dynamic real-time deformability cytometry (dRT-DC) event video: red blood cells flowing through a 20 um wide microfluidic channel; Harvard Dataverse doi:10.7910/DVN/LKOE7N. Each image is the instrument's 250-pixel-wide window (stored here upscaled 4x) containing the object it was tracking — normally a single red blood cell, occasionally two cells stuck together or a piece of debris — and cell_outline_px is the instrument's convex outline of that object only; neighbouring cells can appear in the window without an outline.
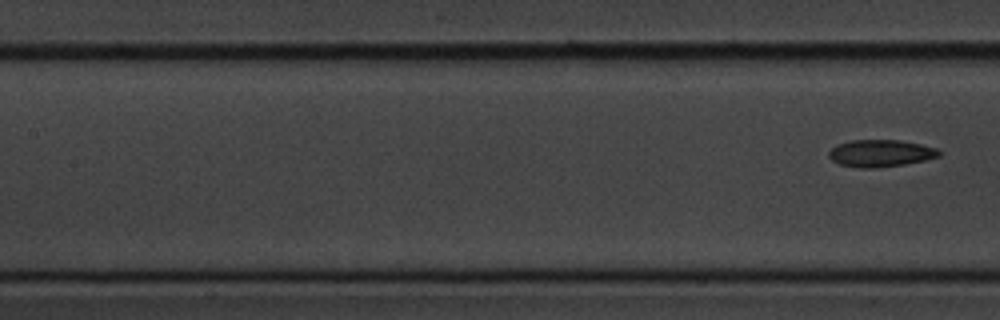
{"species": "common noctule bat (a hibernating species)", "species_latin": "Nyctalus noctula", "temperature_condition": "cold", "stored_images_in_passage": 7, "segment_of_instrument_passage": [2, 2], "camera_frame_rate_fps": 3000, "um_per_image_px": 0.085, "animal": {"sex": "male", "body_mass_g": 20.1, "forearm_length_mm": 53.5}, "frame": {"image": 1, "passage_image": 7, "time_ms": 7.667, "image_size_px": [1000, 320], "cell_outline_px": [[940, 156], [924, 160], [904, 164], [872, 168], [860, 168], [840, 164], [832, 160], [828, 156], [828, 152], [836, 144], [848, 140], [900, 140], [920, 144], [936, 148], [940, 152]], "centroid_in_image_um": [74.81, 13.02], "position_along_channel_um": 132.6, "area_um2": 17.34}}